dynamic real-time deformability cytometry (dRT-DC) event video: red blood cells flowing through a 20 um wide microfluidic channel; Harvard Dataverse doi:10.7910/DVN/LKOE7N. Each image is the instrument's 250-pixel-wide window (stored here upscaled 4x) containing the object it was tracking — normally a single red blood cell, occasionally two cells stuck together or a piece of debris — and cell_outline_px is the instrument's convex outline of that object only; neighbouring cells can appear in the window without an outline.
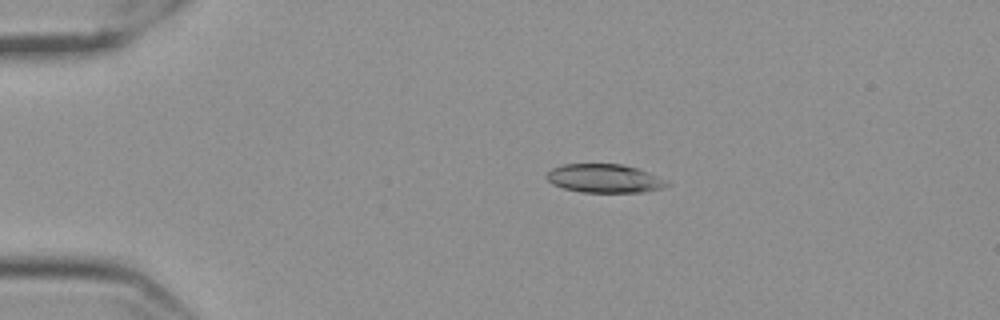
{"species": "Egyptian fruit bat (a non-hibernating species)", "species_latin": "Rousettus aegyptiacus", "temperature_condition": "cold", "stored_images_in_passage": 57, "camera_frame_rate_fps": 3000, "um_per_image_px": 0.085, "frame": {"image": 1, "passage_image": 12, "time_ms": 3.667, "image_size_px": [1000, 320], "cell_outline_px": [[672, 184], [660, 188], [644, 192], [580, 192], [564, 188], [552, 184], [544, 176], [552, 168], [564, 164], [620, 164], [636, 168], [668, 180]], "centroid_in_image_um": [51.37, 15.17], "position_along_channel_um": 33.6, "area_um2": 20.0}}
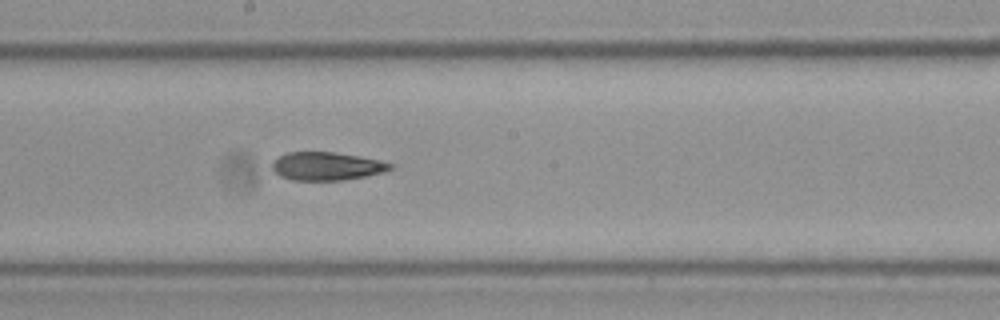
{"frame": {"image": 2, "passage_image": 32, "time_ms": 10.333, "image_size_px": [1000, 320], "cell_outline_px": [[392, 168], [384, 172], [364, 176], [340, 180], [292, 180], [280, 176], [272, 168], [272, 164], [280, 156], [288, 152], [332, 152], [356, 156], [376, 160], [392, 164]], "centroid_in_image_um": [27.73, 14.13], "position_along_channel_um": 220.5, "area_um2": 18.9}}
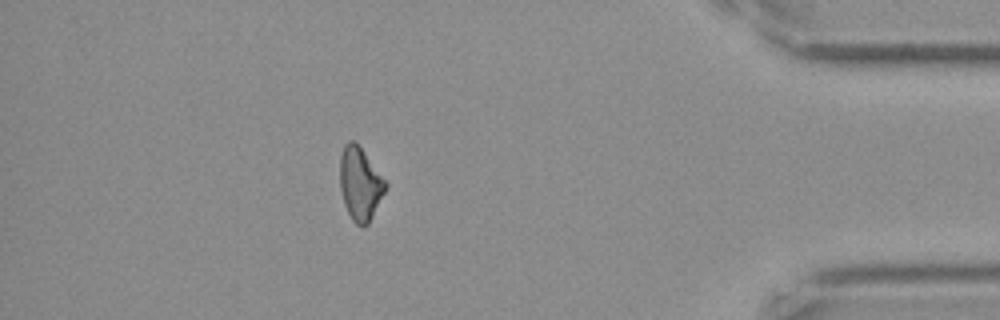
{"frame": {"image": 3, "passage_image": 51, "time_ms": 16.667, "image_size_px": [1000, 320], "cell_outline_px": [[388, 184], [368, 224], [364, 228], [360, 228], [352, 220], [344, 204], [340, 188], [340, 156], [344, 144], [348, 140], [352, 140], [364, 152]], "centroid_in_image_um": [30.59, 15.64], "position_along_channel_um": 404.6, "area_um2": 19.19}, "authors_computed_cell_mechanics": {"area_um2": 19.941, "velocity_mm_per_s": 3.5502, "shape_relaxation_time_tau1_ms": 9.7398, "shape_relaxation_time_tau2_ms": 2.7687, "deformation_change_tau1": 0.2129, "deformation_change_tau2": 0.1052}}